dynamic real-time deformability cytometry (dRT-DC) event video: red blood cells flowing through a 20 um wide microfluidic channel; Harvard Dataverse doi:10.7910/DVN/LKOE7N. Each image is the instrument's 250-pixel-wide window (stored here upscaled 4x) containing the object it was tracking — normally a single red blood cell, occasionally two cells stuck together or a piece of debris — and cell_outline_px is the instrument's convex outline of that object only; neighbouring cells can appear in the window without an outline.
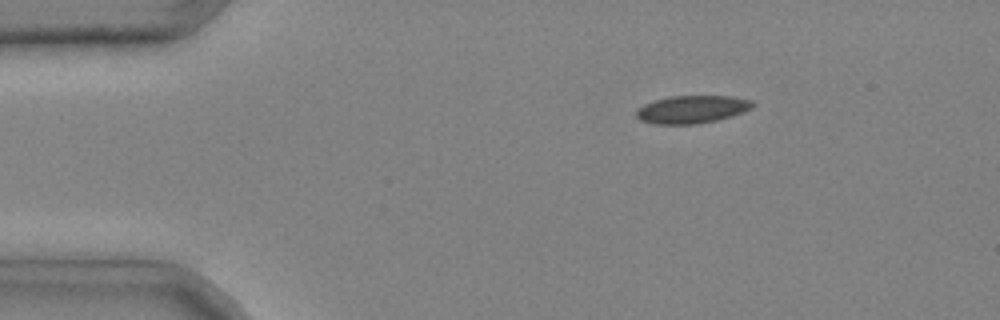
{"species": "common noctule bat (a hibernating species)", "species_latin": "Nyctalus noctula", "temperature_condition": "cold", "stored_images_in_passage": 4, "camera_frame_rate_fps": 3000, "um_per_image_px": 0.085, "animal": {"sex": "male", "body_mass_g": 20.4}, "frame": {"image": 1, "passage_image": 1, "time_ms": 0.0, "image_size_px": [1000, 320], "cell_outline_px": [[756, 104], [752, 108], [744, 112], [732, 116], [716, 120], [696, 124], [656, 124], [640, 120], [636, 116], [636, 112], [644, 104], [668, 96], [732, 96], [752, 100]], "centroid_in_image_um": [58.86, 9.29], "position_along_channel_um": 26.1, "area_um2": 18.84}}